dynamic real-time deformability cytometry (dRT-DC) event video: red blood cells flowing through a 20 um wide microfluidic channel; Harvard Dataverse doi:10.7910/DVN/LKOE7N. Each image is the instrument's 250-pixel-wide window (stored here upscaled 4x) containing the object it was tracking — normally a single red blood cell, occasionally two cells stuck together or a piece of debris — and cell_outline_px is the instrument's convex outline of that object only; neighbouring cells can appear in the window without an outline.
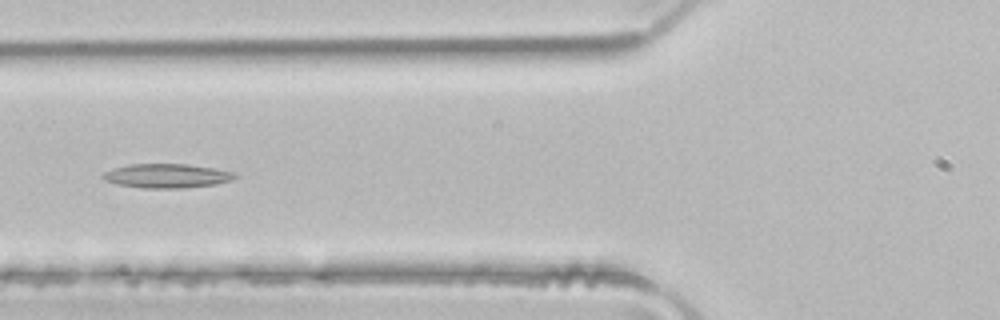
{"species": "common noctule bat (a hibernating species)", "species_latin": "Nyctalus noctula", "temperature_condition": "room temperature", "stored_images_in_passage": 5, "camera_frame_rate_fps": 3000, "um_per_image_px": 0.085, "animal": {"sex": "male", "body_mass_g": 21.5, "forearm_length_mm": 52.0}, "frame": {"image": 1, "passage_image": 5, "time_ms": 1.333, "image_size_px": [1000, 320], "cell_outline_px": [[240, 176], [232, 180], [216, 184], [184, 188], [144, 188], [120, 184], [104, 180], [100, 176], [104, 172], [112, 168], [128, 164], [188, 164], [236, 172]], "centroid_in_image_um": [14.21, 14.94], "position_along_channel_um": 111.6, "area_um2": 18.67}}